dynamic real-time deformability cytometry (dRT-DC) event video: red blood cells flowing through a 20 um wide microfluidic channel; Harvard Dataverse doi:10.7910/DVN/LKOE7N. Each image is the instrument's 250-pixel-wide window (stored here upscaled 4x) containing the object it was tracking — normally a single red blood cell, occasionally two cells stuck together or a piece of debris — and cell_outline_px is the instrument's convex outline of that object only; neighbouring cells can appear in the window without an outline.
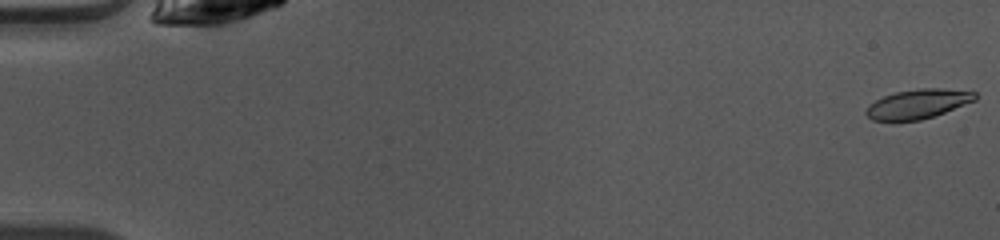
{"species": "common noctule bat (a hibernating species)", "species_latin": "Nyctalus noctula", "temperature_condition": "warm", "stored_images_in_passage": 49, "camera_frame_rate_fps": 3000, "um_per_image_px": 0.085, "animal": {"sex": "female", "body_mass_g": 10.0, "forearm_length_mm": 53.1}, "frame": {"image": 1, "passage_image": 1, "time_ms": 0.0, "image_size_px": [1000, 240], "cell_outline_px": [[976, 100], [944, 112], [920, 120], [872, 120], [864, 112], [868, 104], [884, 96], [896, 92], [920, 88], [940, 88], [976, 92]], "centroid_in_image_um": [78.0, 8.82], "position_along_channel_um": 7.0, "area_um2": 18.38}}
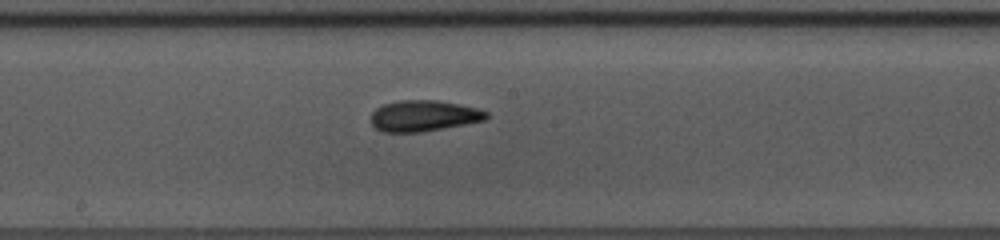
{"frame": {"image": 2, "passage_image": 27, "time_ms": 8.667, "image_size_px": [1000, 240], "cell_outline_px": [[488, 116], [484, 120], [464, 124], [420, 132], [384, 132], [376, 128], [372, 124], [372, 112], [376, 108], [384, 104], [400, 100], [436, 100], [460, 104], [476, 108], [488, 112]], "centroid_in_image_um": [36.0, 9.84], "position_along_channel_um": 212.2, "area_um2": 20.63}}
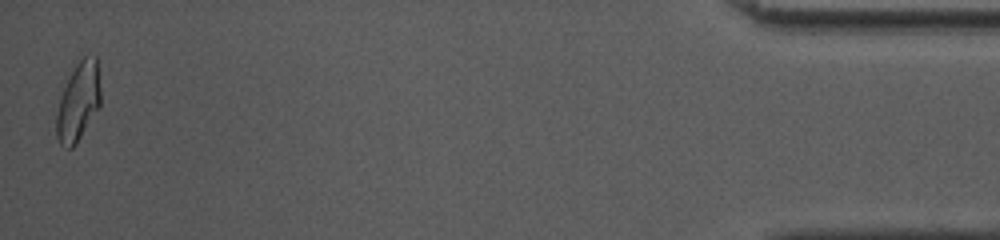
{"frame": {"image": 3, "passage_image": 49, "time_ms": 16.0, "image_size_px": [1000, 240], "cell_outline_px": [[100, 108], [76, 144], [72, 148], [64, 148], [60, 144], [56, 136], [56, 116], [60, 96], [76, 64], [84, 56], [96, 56], [100, 88]], "centroid_in_image_um": [6.66, 8.7], "position_along_channel_um": 428.5, "area_um2": 20.17}, "authors_computed_cell_mechanics": {"area_um2": 19.8832, "velocity_mm_per_s": 4.0916, "shape_relaxation_time_tau1_ms": 5.4376, "shape_relaxation_time_tau2_ms": 2.4018, "deformation_change_tau1": 0.171, "deformation_change_tau2": 0.0884}}